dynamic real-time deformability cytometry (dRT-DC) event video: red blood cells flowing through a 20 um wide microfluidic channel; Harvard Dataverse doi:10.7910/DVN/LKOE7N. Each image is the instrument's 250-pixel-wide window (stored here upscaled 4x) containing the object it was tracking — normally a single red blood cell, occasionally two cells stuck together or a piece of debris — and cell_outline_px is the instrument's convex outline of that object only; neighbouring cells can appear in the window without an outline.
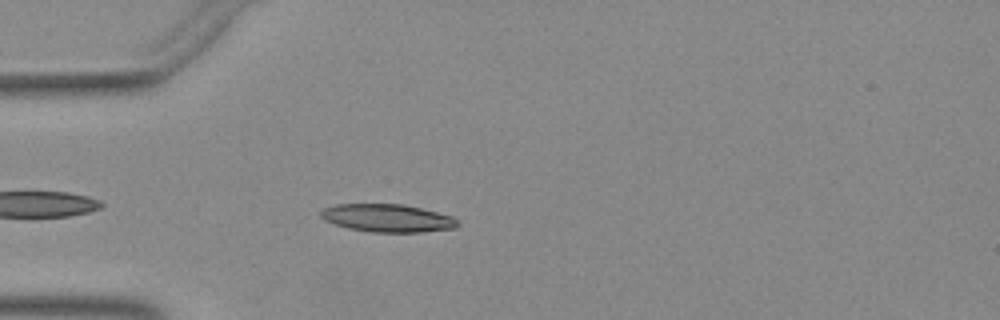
{"species": "Egyptian fruit bat (a non-hibernating species)", "species_latin": "Rousettus aegyptiacus", "temperature_condition": "warm", "stored_images_in_passage": 35, "camera_frame_rate_fps": 3000, "um_per_image_px": 0.085, "animal": {"sex": "female"}, "frame": {"image": 1, "passage_image": 4, "time_ms": 1.0, "image_size_px": [1000, 320], "cell_outline_px": [[460, 224], [456, 228], [420, 232], [372, 232], [348, 228], [324, 220], [320, 216], [320, 212], [324, 208], [336, 204], [404, 204], [452, 216]], "centroid_in_image_um": [32.93, 18.53], "position_along_channel_um": 52.1, "area_um2": 22.14}}
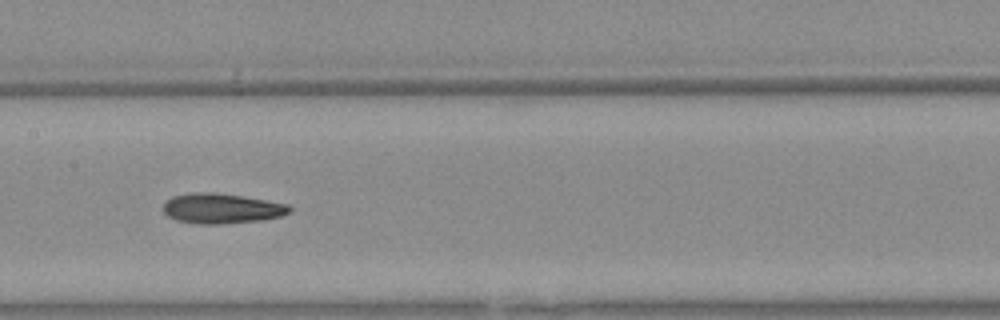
{"frame": {"image": 2, "passage_image": 15, "time_ms": 4.667, "image_size_px": [1000, 320], "cell_outline_px": [[292, 212], [280, 216], [264, 220], [224, 224], [196, 224], [176, 220], [168, 216], [164, 212], [164, 200], [172, 196], [192, 192], [212, 192], [240, 196], [288, 204], [292, 208]], "centroid_in_image_um": [18.82, 17.73], "position_along_channel_um": 188.6, "area_um2": 22.31}}
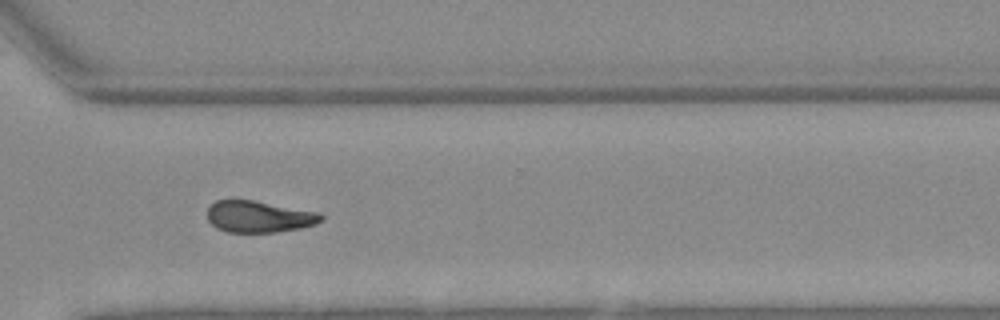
{"frame": {"image": 3, "passage_image": 27, "time_ms": 8.667, "image_size_px": [1000, 320], "cell_outline_px": [[324, 220], [316, 224], [300, 228], [276, 232], [228, 232], [216, 228], [208, 220], [208, 208], [216, 200], [252, 200], [320, 212], [324, 216]], "centroid_in_image_um": [22.05, 18.42], "position_along_channel_um": 348.6, "area_um2": 20.98}}